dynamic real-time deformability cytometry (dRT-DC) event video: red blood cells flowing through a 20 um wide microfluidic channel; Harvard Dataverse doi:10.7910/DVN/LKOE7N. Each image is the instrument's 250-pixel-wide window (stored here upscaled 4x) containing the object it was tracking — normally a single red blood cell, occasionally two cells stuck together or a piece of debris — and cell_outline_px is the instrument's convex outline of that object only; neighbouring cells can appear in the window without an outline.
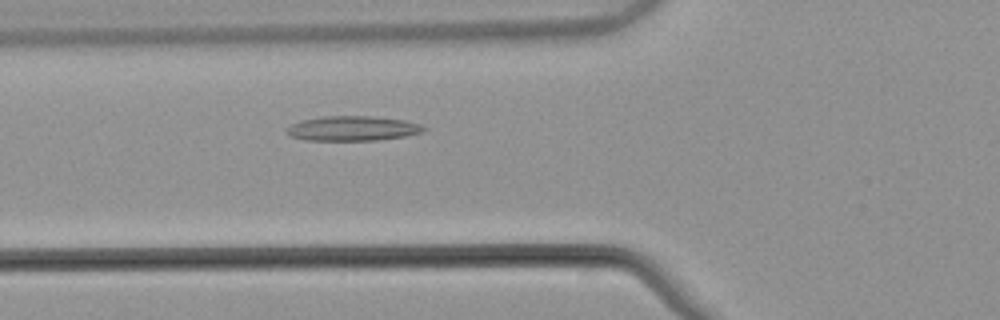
{"species": "common noctule bat (a hibernating species)", "species_latin": "Nyctalus noctula", "temperature_condition": "warm", "stored_images_in_passage": 49, "camera_frame_rate_fps": 3000, "um_per_image_px": 0.085, "animal": {"sex": "male", "body_mass_g": 21.5, "forearm_length_mm": 52.0}, "frame": {"image": 1, "passage_image": 16, "time_ms": 5.0, "image_size_px": [1000, 320], "cell_outline_px": [[428, 128], [424, 132], [404, 136], [376, 140], [304, 140], [292, 136], [288, 132], [288, 128], [292, 124], [300, 120], [320, 116], [372, 116], [404, 120], [420, 124]], "centroid_in_image_um": [30.01, 10.91], "position_along_channel_um": 95.8, "area_um2": 19.71}}
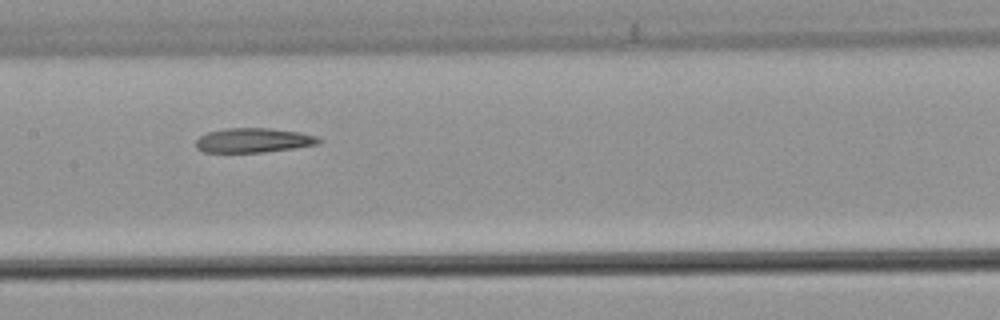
{"frame": {"image": 2, "passage_image": 23, "time_ms": 7.333, "image_size_px": [1000, 320], "cell_outline_px": [[320, 144], [264, 152], [204, 152], [196, 148], [196, 140], [200, 136], [208, 132], [228, 128], [272, 128], [300, 132], [316, 136], [320, 140]], "centroid_in_image_um": [21.54, 11.92], "position_along_channel_um": 185.9, "area_um2": 17.46}}
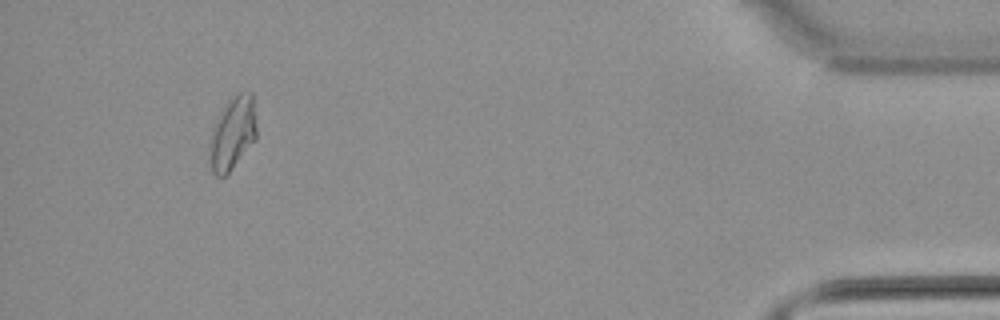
{"frame": {"image": 3, "passage_image": 46, "time_ms": 15.0, "image_size_px": [1000, 320], "cell_outline_px": [[256, 140], [232, 168], [224, 176], [216, 176], [212, 172], [208, 160], [208, 144], [212, 128], [228, 96], [236, 92], [252, 92], [256, 128]], "centroid_in_image_um": [19.73, 11.31], "position_along_channel_um": 415.5, "area_um2": 20.52}, "authors_computed_cell_mechanics": {"area_um2": 18.7272, "velocity_mm_per_s": 3.8477, "shape_relaxation_time_tau1_ms": null, "shape_relaxation_time_tau2_ms": 7.7222, "deformation_change_tau1": null, "deformation_change_tau2": 0.1844}}